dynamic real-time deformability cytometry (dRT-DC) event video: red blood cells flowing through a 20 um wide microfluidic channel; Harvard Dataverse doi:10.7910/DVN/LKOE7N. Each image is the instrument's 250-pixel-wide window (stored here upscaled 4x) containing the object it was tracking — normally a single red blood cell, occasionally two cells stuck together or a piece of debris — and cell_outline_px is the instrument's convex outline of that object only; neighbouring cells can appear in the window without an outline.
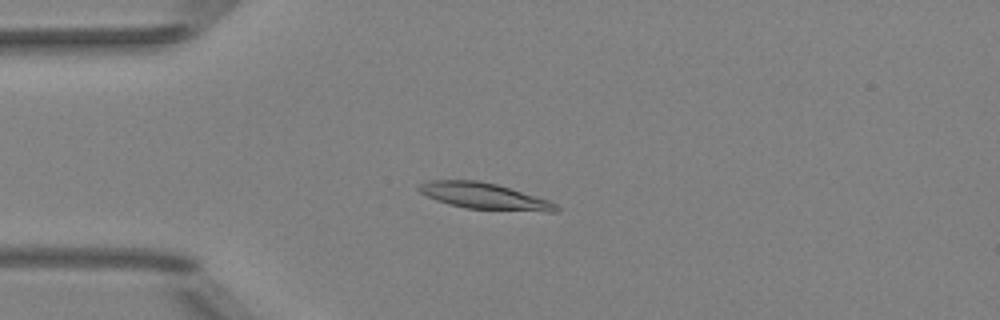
{"species": "Egyptian fruit bat (a non-hibernating species)", "species_latin": "Rousettus aegyptiacus", "temperature_condition": "room temperature", "stored_images_in_passage": 48, "camera_frame_rate_fps": 3000, "um_per_image_px": 0.085, "animal": {"sex": "female"}, "frame": {"image": 1, "passage_image": 10, "time_ms": 3.0, "image_size_px": [1000, 320], "cell_outline_px": [[560, 212], [544, 212], [464, 208], [448, 204], [436, 200], [420, 192], [416, 188], [420, 184], [428, 180], [480, 180], [496, 184], [548, 200], [556, 204], [560, 208]], "centroid_in_image_um": [41.17, 16.68], "position_along_channel_um": 43.8, "area_um2": 21.04}}
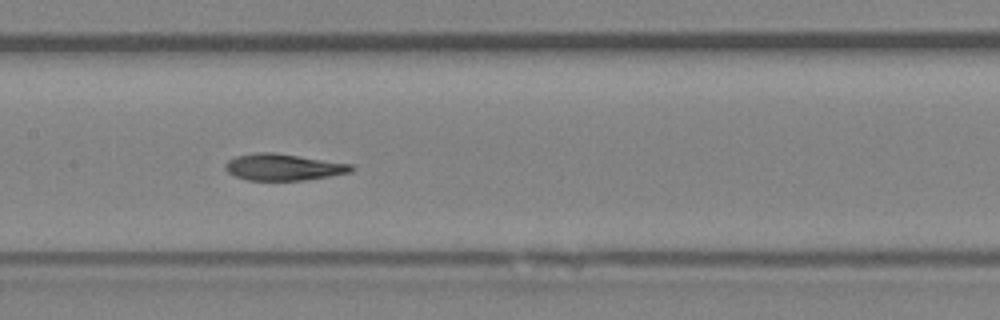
{"frame": {"image": 2, "passage_image": 22, "time_ms": 7.0, "image_size_px": [1000, 320], "cell_outline_px": [[356, 168], [352, 172], [304, 180], [248, 180], [236, 176], [228, 172], [224, 168], [224, 164], [228, 160], [236, 156], [256, 152], [272, 152], [352, 164]], "centroid_in_image_um": [24.08, 14.2], "position_along_channel_um": 183.3, "area_um2": 19.42}}
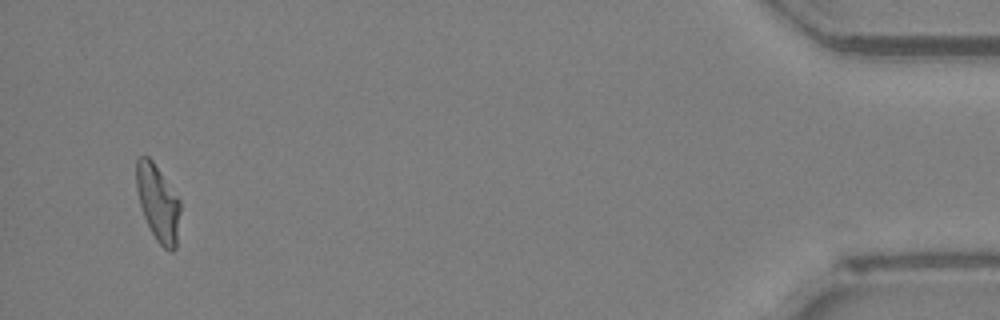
{"frame": {"image": 3, "passage_image": 46, "time_ms": 15.0, "image_size_px": [1000, 320], "cell_outline_px": [[180, 212], [176, 248], [172, 252], [168, 252], [156, 240], [144, 216], [140, 204], [136, 188], [136, 160], [140, 156], [148, 156], [152, 160], [180, 200]], "centroid_in_image_um": [13.43, 17.26], "position_along_channel_um": 421.8, "area_um2": 19.42}, "authors_computed_cell_mechanics": {"area_um2": 20.23, "velocity_mm_per_s": 4.0036, "shape_relaxation_time_tau1_ms": 10.0075, "shape_relaxation_time_tau2_ms": 3.6099, "deformation_change_tau1": 0.2576, "deformation_change_tau2": 0.0911}}